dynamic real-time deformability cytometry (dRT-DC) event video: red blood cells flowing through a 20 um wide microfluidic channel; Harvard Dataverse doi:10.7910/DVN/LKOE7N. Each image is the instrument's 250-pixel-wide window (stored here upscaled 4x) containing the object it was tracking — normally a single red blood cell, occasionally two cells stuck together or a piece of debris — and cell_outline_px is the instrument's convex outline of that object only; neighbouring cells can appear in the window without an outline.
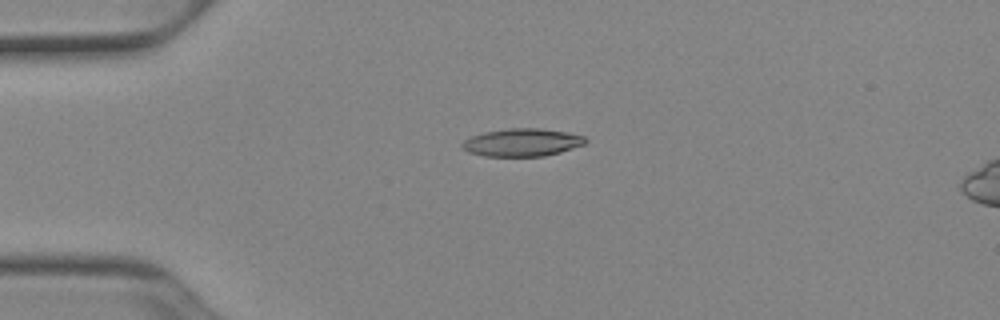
{"species": "Egyptian fruit bat (a non-hibernating species)", "species_latin": "Rousettus aegyptiacus", "temperature_condition": "cold", "stored_images_in_passage": 40, "camera_frame_rate_fps": 3000, "um_per_image_px": 0.085, "animal": {"sex": "female"}, "frame": {"image": 1, "passage_image": 1, "time_ms": 0.0, "image_size_px": [1000, 320], "cell_outline_px": [[588, 140], [584, 144], [560, 152], [544, 156], [484, 156], [468, 152], [460, 148], [460, 144], [464, 140], [472, 136], [484, 132], [508, 128], [540, 128], [568, 132], [584, 136]], "centroid_in_image_um": [44.35, 12.1], "position_along_channel_um": 40.6, "area_um2": 20.06}}
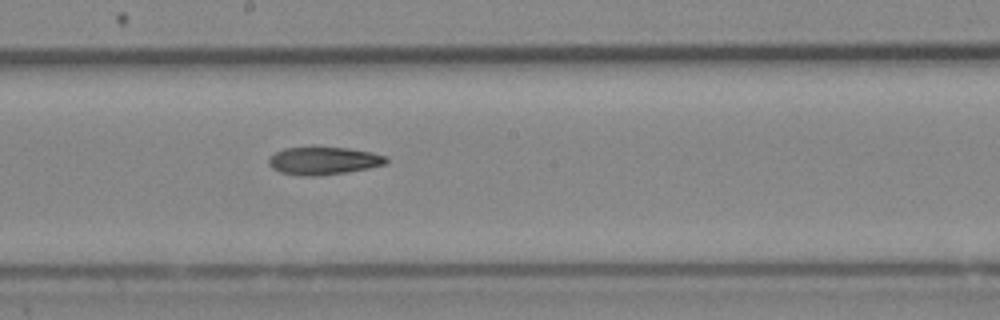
{"frame": {"image": 2, "passage_image": 17, "time_ms": 5.333, "image_size_px": [1000, 320], "cell_outline_px": [[388, 160], [384, 164], [368, 168], [344, 172], [316, 176], [304, 176], [280, 172], [272, 168], [268, 164], [268, 156], [284, 148], [312, 144], [348, 148], [372, 152], [388, 156]], "centroid_in_image_um": [27.45, 13.61], "position_along_channel_um": 220.8, "area_um2": 19.71}}
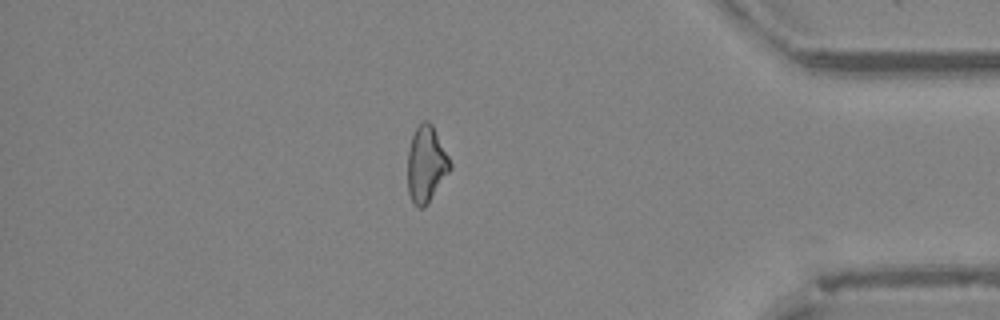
{"frame": {"image": 3, "passage_image": 33, "time_ms": 10.667, "image_size_px": [1000, 320], "cell_outline_px": [[452, 168], [428, 204], [424, 208], [416, 208], [412, 204], [408, 192], [408, 152], [412, 136], [416, 128], [424, 120], [428, 120], [432, 124], [452, 164]], "centroid_in_image_um": [36.22, 14.01], "position_along_channel_um": 399.0, "area_um2": 18.96}, "authors_computed_cell_mechanics": {"area_um2": 19.4208, "velocity_mm_per_s": 3.9339, "shape_relaxation_time_tau1_ms": 8.4935, "shape_relaxation_time_tau2_ms": null, "deformation_change_tau1": 0.2059, "deformation_change_tau2": null}}